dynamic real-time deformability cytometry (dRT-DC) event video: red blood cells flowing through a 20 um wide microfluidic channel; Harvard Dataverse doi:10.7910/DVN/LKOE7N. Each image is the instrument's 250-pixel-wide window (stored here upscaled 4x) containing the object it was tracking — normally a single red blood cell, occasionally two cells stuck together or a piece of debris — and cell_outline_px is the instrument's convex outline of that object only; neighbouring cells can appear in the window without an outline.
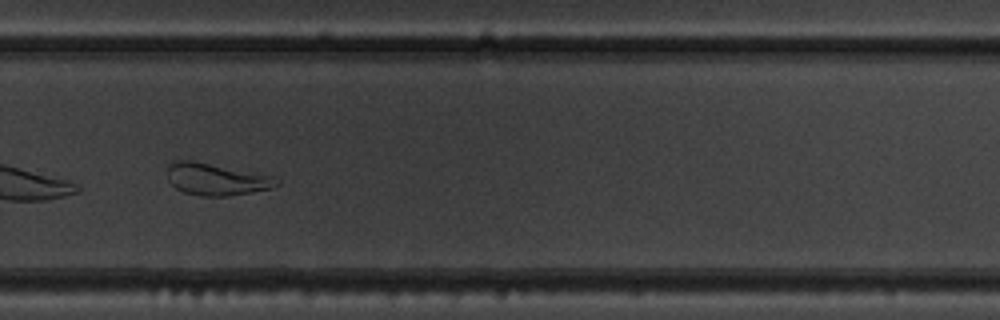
{"species": "common noctule bat (a hibernating species)", "species_latin": "Nyctalus noctula", "temperature_condition": "warm", "stored_images_in_passage": 11, "camera_frame_rate_fps": 3000, "um_per_image_px": 0.085, "animal": {"sex": "male", "body_mass_g": 19.5, "forearm_length_mm": 54.6}, "frame": {"image": 1, "passage_image": 8, "time_ms": 2.333, "image_size_px": [1000, 320], "cell_outline_px": [[280, 184], [272, 188], [228, 196], [200, 196], [184, 192], [176, 188], [168, 180], [168, 164], [176, 160], [192, 160], [276, 176], [280, 180]], "centroid_in_image_um": [18.41, 15.23], "position_along_channel_um": 311.4, "area_um2": 20.52}}